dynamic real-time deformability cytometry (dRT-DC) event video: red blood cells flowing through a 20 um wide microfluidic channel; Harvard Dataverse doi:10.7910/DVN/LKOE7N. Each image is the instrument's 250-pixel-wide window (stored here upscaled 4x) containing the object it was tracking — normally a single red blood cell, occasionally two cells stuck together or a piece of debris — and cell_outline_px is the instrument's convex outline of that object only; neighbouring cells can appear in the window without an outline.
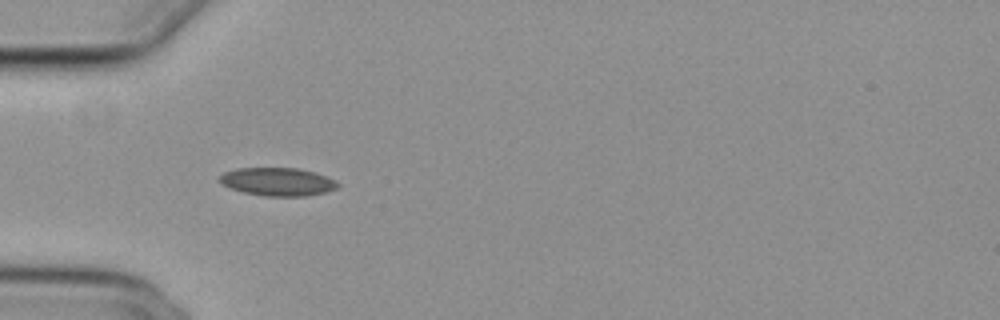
{"species": "common noctule bat (a hibernating species)", "species_latin": "Nyctalus noctula", "temperature_condition": "cold", "stored_images_in_passage": 38, "camera_frame_rate_fps": 3000, "um_per_image_px": 0.085, "animal": {"sex": "female", "body_mass_g": 29.2, "forearm_length_mm": 56.3}, "frame": {"image": 1, "passage_image": 1, "time_ms": 0.0, "image_size_px": [1000, 320], "cell_outline_px": [[340, 184], [336, 188], [324, 192], [304, 196], [264, 196], [244, 192], [220, 184], [220, 176], [224, 172], [236, 168], [296, 168], [316, 172], [336, 180]], "centroid_in_image_um": [23.61, 15.44], "position_along_channel_um": 61.4, "area_um2": 19.31}}
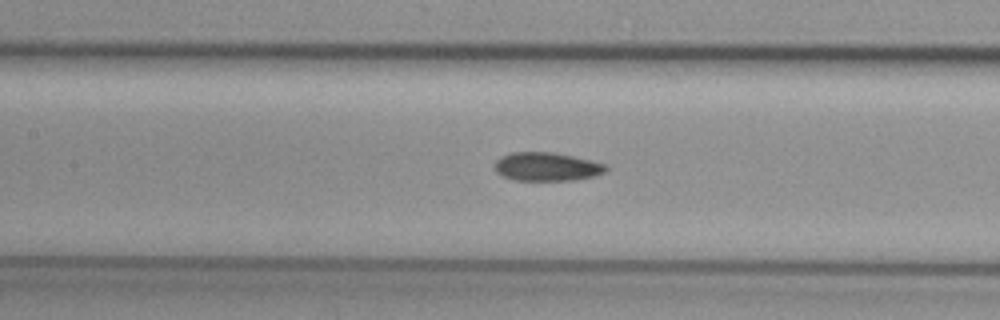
{"frame": {"image": 2, "passage_image": 9, "time_ms": 2.667, "image_size_px": [1000, 320], "cell_outline_px": [[608, 168], [604, 172], [592, 176], [572, 180], [512, 180], [496, 172], [492, 164], [500, 156], [512, 152], [552, 152], [592, 160], [604, 164]], "centroid_in_image_um": [46.41, 14.16], "position_along_channel_um": 161.0, "area_um2": 18.5}}
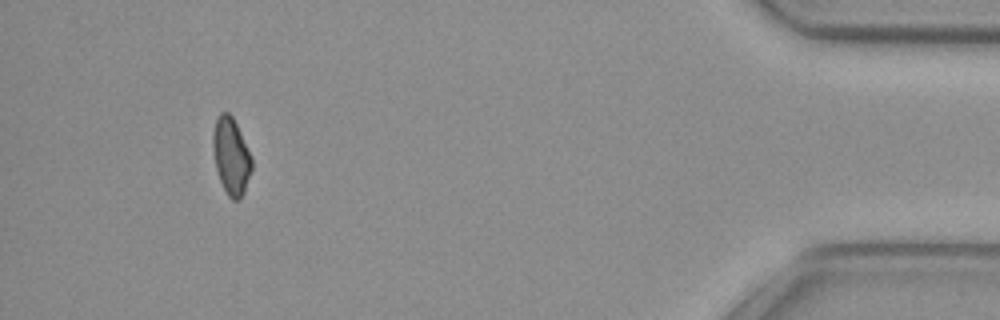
{"frame": {"image": 3, "passage_image": 34, "time_ms": 11.0, "image_size_px": [1000, 320], "cell_outline_px": [[252, 168], [244, 192], [240, 200], [232, 200], [228, 196], [220, 180], [216, 168], [212, 148], [212, 132], [216, 120], [220, 112], [228, 112], [232, 116], [236, 124], [252, 160]], "centroid_in_image_um": [19.62, 13.28], "position_along_channel_um": 415.6, "area_um2": 17.17}}